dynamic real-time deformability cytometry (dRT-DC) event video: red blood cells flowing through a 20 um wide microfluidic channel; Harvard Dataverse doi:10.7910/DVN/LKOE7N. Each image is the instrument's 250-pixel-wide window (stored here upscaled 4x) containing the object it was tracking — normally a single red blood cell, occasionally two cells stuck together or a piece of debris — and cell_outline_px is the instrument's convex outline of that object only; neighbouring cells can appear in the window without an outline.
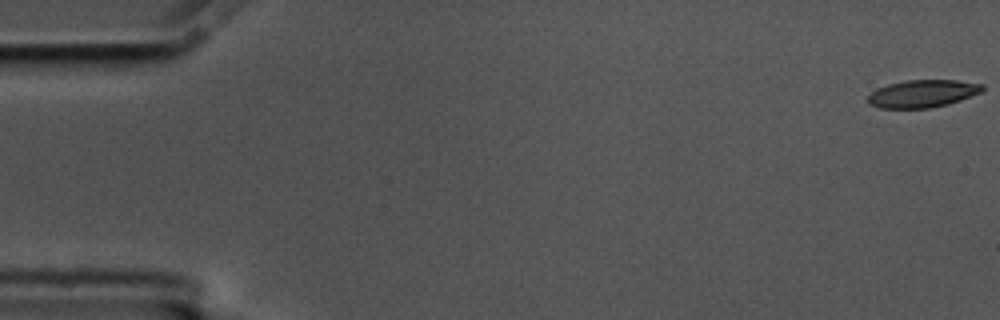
{"species": "common noctule bat (a hibernating species)", "species_latin": "Nyctalus noctula", "temperature_condition": "cold", "stored_images_in_passage": 11, "camera_frame_rate_fps": 3000, "um_per_image_px": 0.085, "animal": {"sex": "male", "body_mass_g": 17.5, "forearm_length_mm": 52.3}, "frame": {"image": 1, "passage_image": 1, "time_ms": 0.0, "image_size_px": [1000, 320], "cell_outline_px": [[984, 88], [980, 92], [960, 100], [948, 104], [928, 108], [880, 108], [868, 104], [864, 100], [876, 88], [888, 84], [908, 80], [956, 80], [984, 84]], "centroid_in_image_um": [78.37, 7.96], "position_along_channel_um": 6.6, "area_um2": 18.44}}
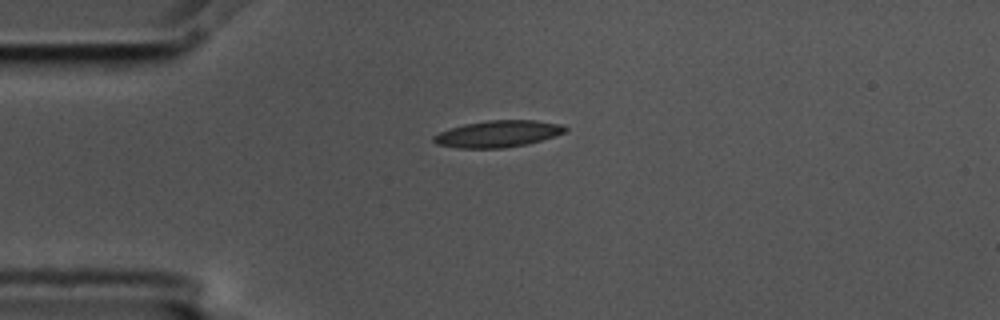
{"frame": {"image": 2, "passage_image": 4, "time_ms": 1.0, "image_size_px": [1000, 320], "cell_outline_px": [[568, 128], [564, 132], [556, 136], [524, 144], [504, 148], [460, 148], [436, 144], [432, 140], [432, 136], [440, 132], [464, 124], [488, 120], [536, 120], [564, 124]], "centroid_in_image_um": [42.34, 11.37], "position_along_channel_um": 42.7, "area_um2": 20.4}}
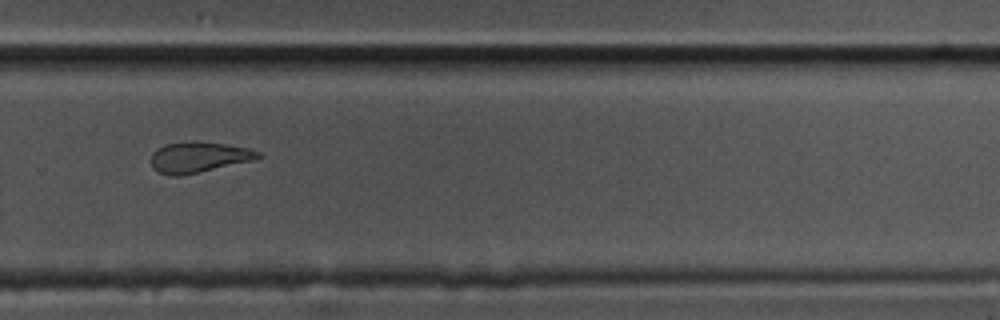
{"frame": {"image": 3, "passage_image": 11, "time_ms": 3.333, "image_size_px": [1000, 320], "cell_outline_px": [[264, 156], [256, 160], [176, 176], [172, 176], [160, 172], [152, 168], [152, 152], [164, 144], [192, 140], [224, 144], [248, 148], [260, 152]], "centroid_in_image_um": [16.91, 13.34], "position_along_channel_um": 312.9, "area_um2": 19.07}}